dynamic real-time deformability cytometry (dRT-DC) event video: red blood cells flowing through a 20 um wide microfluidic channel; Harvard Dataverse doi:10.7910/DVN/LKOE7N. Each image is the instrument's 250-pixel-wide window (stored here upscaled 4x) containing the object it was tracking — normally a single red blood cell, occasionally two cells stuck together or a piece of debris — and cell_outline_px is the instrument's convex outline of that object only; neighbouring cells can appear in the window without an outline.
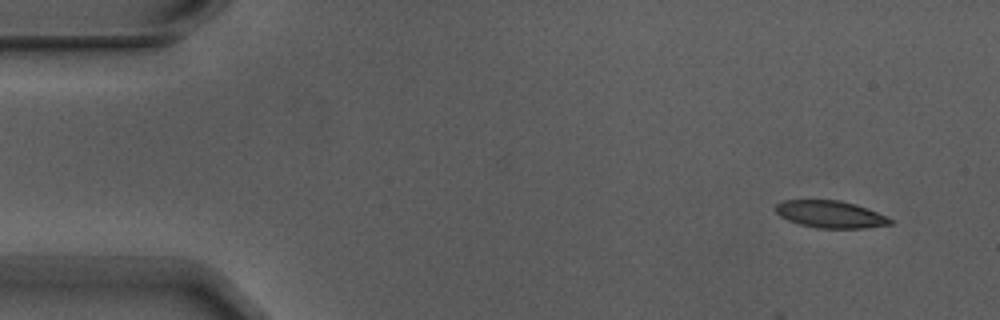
{"species": "Egyptian fruit bat (a non-hibernating species)", "species_latin": "Rousettus aegyptiacus", "temperature_condition": "warm", "stored_images_in_passage": 5, "camera_frame_rate_fps": 3000, "um_per_image_px": 0.085, "animal": {"sex": "male"}, "frame": {"image": 1, "passage_image": 1, "time_ms": 0.0, "image_size_px": [1000, 320], "cell_outline_px": [[892, 224], [864, 228], [816, 228], [800, 224], [788, 220], [780, 216], [776, 212], [776, 204], [784, 200], [840, 200], [856, 204], [888, 216], [892, 220]], "centroid_in_image_um": [70.6, 18.21], "position_along_channel_um": 14.4, "area_um2": 18.15}}